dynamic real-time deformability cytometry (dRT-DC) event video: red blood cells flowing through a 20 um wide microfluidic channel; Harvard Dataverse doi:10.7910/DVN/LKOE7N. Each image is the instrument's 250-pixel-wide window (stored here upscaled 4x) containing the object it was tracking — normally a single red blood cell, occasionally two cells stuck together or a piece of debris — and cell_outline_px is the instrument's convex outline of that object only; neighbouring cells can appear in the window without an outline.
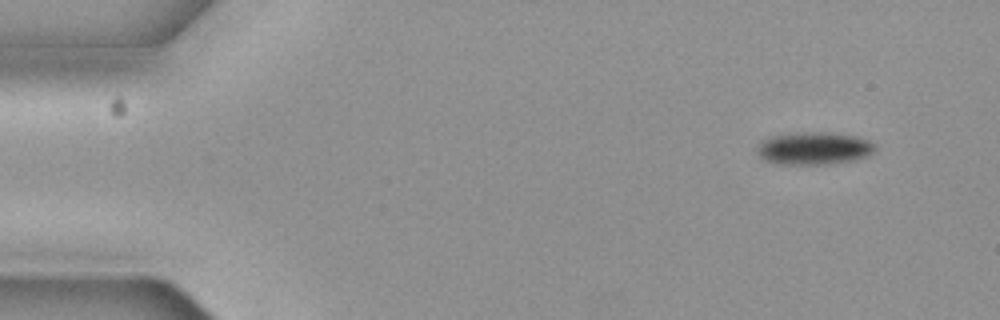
{"species": "common noctule bat (a hibernating species)", "species_latin": "Nyctalus noctula", "temperature_condition": "cold", "stored_images_in_passage": 14, "camera_frame_rate_fps": 3000, "um_per_image_px": 0.085, "animal": {"sex": "female", "body_mass_g": 19.3, "forearm_length_mm": 54.1}, "frame": {"image": 1, "passage_image": 1, "time_ms": 0.0, "image_size_px": [1000, 320], "cell_outline_px": [[876, 148], [868, 156], [856, 160], [832, 164], [776, 164], [764, 160], [756, 152], [756, 148], [764, 140], [772, 136], [820, 132], [856, 136], [868, 140], [876, 144]], "centroid_in_image_um": [69.22, 12.64], "position_along_channel_um": 15.8, "area_um2": 22.2}}
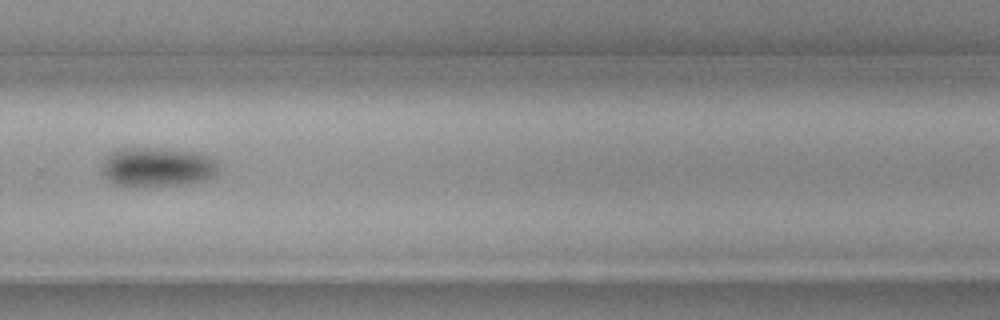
{"frame": {"image": 2, "passage_image": 10, "time_ms": 3.0, "image_size_px": [1000, 320], "cell_outline_px": [[216, 172], [212, 176], [204, 180], [184, 184], [144, 188], [124, 188], [112, 184], [104, 176], [104, 160], [112, 152], [120, 148], [160, 148], [192, 152], [208, 156], [216, 164]], "centroid_in_image_um": [13.29, 14.25], "position_along_channel_um": 316.5, "area_um2": 26.88}}
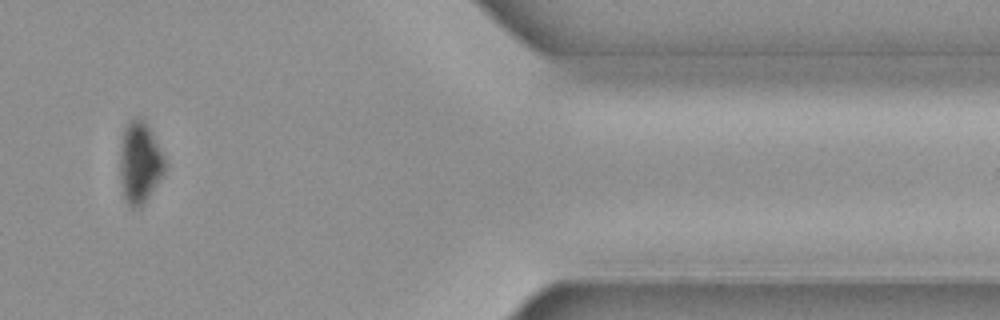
{"frame": {"image": 3, "passage_image": 12, "time_ms": 3.667, "image_size_px": [1000, 320], "cell_outline_px": [[168, 164], [160, 180], [140, 208], [132, 208], [124, 200], [120, 180], [120, 148], [124, 128], [132, 120], [144, 120], [160, 148]], "centroid_in_image_um": [11.88, 13.88], "position_along_channel_um": 399.5, "area_um2": 21.21}}